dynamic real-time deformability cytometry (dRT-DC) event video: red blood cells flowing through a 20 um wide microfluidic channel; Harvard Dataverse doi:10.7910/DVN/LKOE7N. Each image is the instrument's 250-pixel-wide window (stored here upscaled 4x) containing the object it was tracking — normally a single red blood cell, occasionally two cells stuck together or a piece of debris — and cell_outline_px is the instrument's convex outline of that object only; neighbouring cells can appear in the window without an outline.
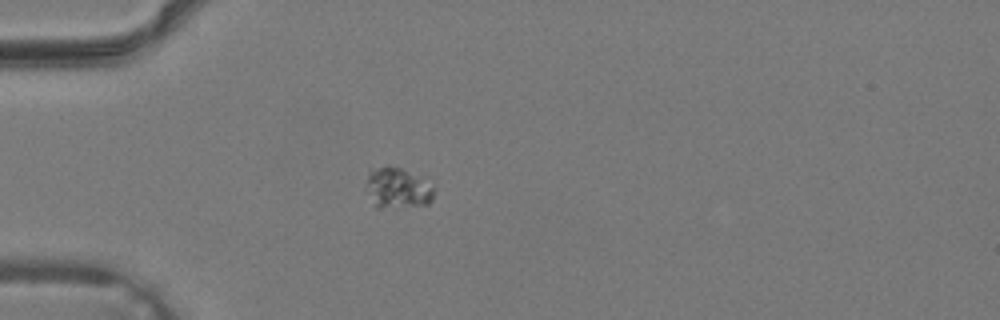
{"species": "common noctule bat (a hibernating species)", "species_latin": "Nyctalus noctula", "temperature_condition": "warm", "stored_images_in_passage": 14, "camera_frame_rate_fps": 3000, "um_per_image_px": 0.085, "animal": {"sex": "male", "body_mass_g": 19.2, "forearm_length_mm": 51.8}, "frame": {"image": 1, "passage_image": 1, "time_ms": 0.0, "image_size_px": [1000, 320], "cell_outline_px": [[432, 200], [428, 204], [376, 208], [368, 192], [368, 172], [372, 168], [388, 164], [400, 168], [432, 188]], "centroid_in_image_um": [33.7, 15.98], "position_along_channel_um": 51.3, "area_um2": 15.14}}
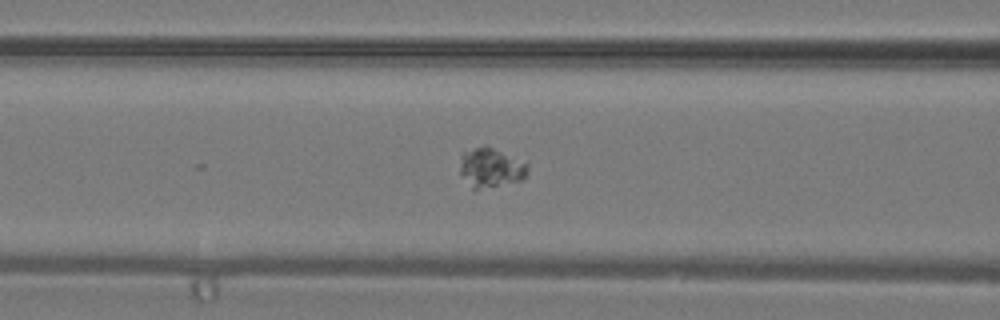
{"frame": {"image": 2, "passage_image": 6, "time_ms": 1.667, "image_size_px": [1000, 320], "cell_outline_px": [[528, 172], [524, 180], [476, 188], [472, 188], [460, 176], [460, 168], [464, 152], [484, 144], [488, 144], [528, 164]], "centroid_in_image_um": [41.74, 14.22], "position_along_channel_um": 124.9, "area_um2": 15.43}}
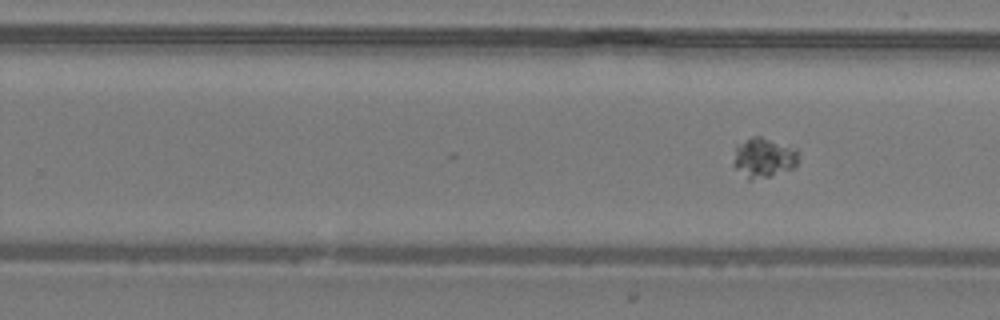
{"frame": {"image": 3, "passage_image": 14, "time_ms": 4.333, "image_size_px": [1000, 320], "cell_outline_px": [[796, 168], [768, 176], [748, 180], [732, 164], [736, 144], [752, 136], [760, 136], [796, 148]], "centroid_in_image_um": [64.87, 13.39], "position_along_channel_um": 264.9, "area_um2": 14.97}}